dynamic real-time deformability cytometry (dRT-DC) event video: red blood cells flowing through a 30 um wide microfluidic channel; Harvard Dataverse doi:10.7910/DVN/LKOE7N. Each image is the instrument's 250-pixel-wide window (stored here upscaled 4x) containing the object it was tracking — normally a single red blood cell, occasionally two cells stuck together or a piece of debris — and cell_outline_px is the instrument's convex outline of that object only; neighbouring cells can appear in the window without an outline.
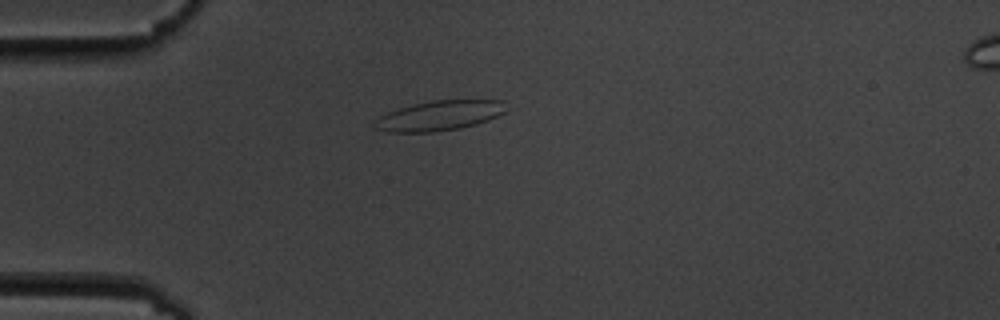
{"species": "common noctule bat (a hibernating species)", "species_latin": "Nyctalus noctula", "temperature_condition": "cold", "stored_images_in_passage": 10, "camera_frame_rate_fps": 3000, "um_per_image_px": 0.085, "animal": {"sex": "male", "body_mass_g": 19.5, "forearm_length_mm": 54.6}, "frame": {"image": 1, "passage_image": 1, "time_ms": 0.0, "image_size_px": [1000, 320], "cell_outline_px": [[504, 112], [488, 120], [476, 124], [460, 128], [436, 132], [388, 132], [376, 128], [372, 124], [372, 120], [388, 112], [412, 104], [432, 100], [504, 100]], "centroid_in_image_um": [37.29, 9.83], "position_along_channel_um": 47.7, "area_um2": 22.89}}
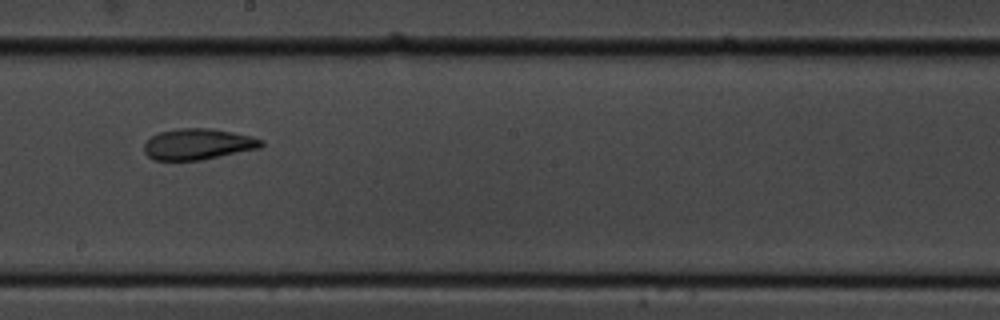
{"frame": {"image": 2, "passage_image": 6, "time_ms": 5.667, "image_size_px": [1000, 320], "cell_outline_px": [[264, 144], [260, 148], [200, 160], [152, 160], [144, 152], [144, 144], [152, 136], [160, 132], [180, 128], [212, 128], [252, 136], [264, 140]], "centroid_in_image_um": [16.84, 12.25], "position_along_channel_um": 231.4, "area_um2": 21.15}}
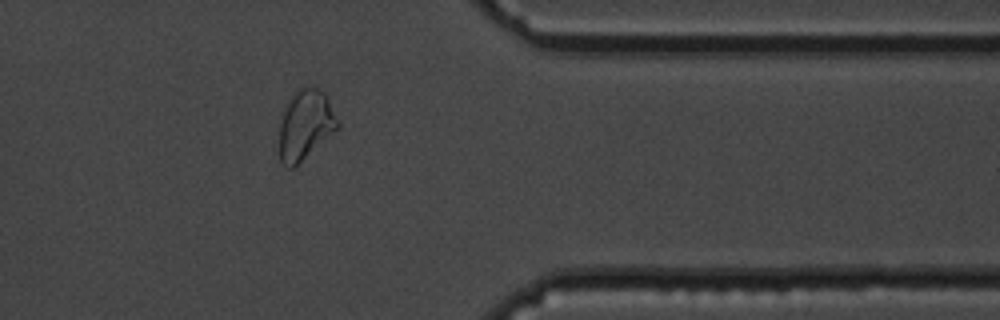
{"frame": {"image": 3, "passage_image": 10, "time_ms": 10.333, "image_size_px": [1000, 320], "cell_outline_px": [[340, 128], [292, 168], [288, 168], [280, 160], [280, 112], [292, 96], [300, 88], [308, 84], [320, 88], [328, 96], [340, 120]], "centroid_in_image_um": [26.0, 10.55], "position_along_channel_um": 385.4, "area_um2": 24.22}, "authors_computed_cell_mechanics": {"area_um2": 21.0681, "velocity_mm_per_s": 3.5625, "shape_relaxation_time_tau1_ms": null, "shape_relaxation_time_tau2_ms": 1.9898, "deformation_change_tau1": null, "deformation_change_tau2": 0.0603}}